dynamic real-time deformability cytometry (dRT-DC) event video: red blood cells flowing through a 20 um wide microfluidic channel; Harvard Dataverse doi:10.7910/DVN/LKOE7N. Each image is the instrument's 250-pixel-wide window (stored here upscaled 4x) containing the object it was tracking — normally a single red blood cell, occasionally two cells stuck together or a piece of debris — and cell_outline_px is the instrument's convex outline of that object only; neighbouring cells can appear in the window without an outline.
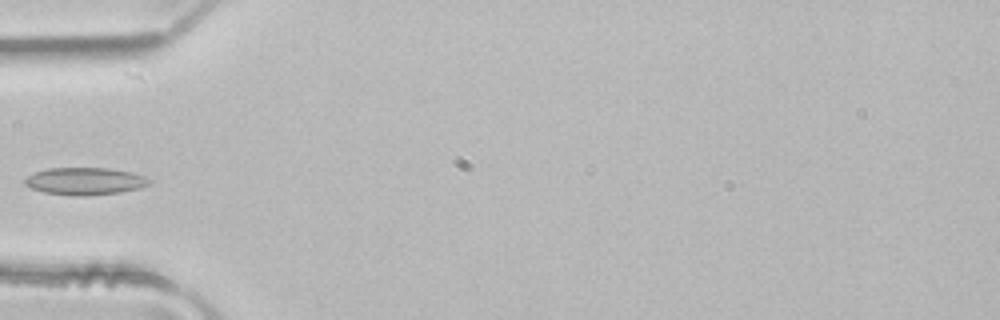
{"species": "common noctule bat (a hibernating species)", "species_latin": "Nyctalus noctula", "temperature_condition": "room temperature", "stored_images_in_passage": 4, "camera_frame_rate_fps": 3000, "um_per_image_px": 0.085, "animal": {"sex": "male", "body_mass_g": 21.5, "forearm_length_mm": 52.0}, "frame": {"image": 1, "passage_image": 4, "time_ms": 1.0, "image_size_px": [1000, 320], "cell_outline_px": [[152, 184], [140, 188], [120, 192], [88, 196], [76, 196], [44, 192], [32, 188], [24, 184], [24, 180], [28, 176], [36, 172], [48, 168], [108, 168], [128, 172], [144, 176], [152, 180]], "centroid_in_image_um": [7.25, 15.41], "position_along_channel_um": 77.8, "area_um2": 19.77}}